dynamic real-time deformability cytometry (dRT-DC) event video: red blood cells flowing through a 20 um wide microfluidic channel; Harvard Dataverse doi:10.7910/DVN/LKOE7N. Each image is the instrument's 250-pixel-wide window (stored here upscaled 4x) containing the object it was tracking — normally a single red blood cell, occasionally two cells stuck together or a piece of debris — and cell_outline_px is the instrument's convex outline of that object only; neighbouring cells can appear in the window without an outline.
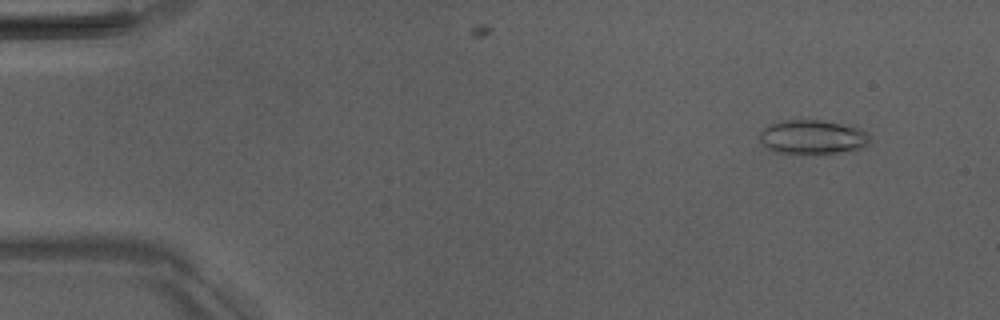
{"species": "Egyptian fruit bat (a non-hibernating species)", "species_latin": "Rousettus aegyptiacus", "temperature_condition": "room temperature", "stored_images_in_passage": 52, "camera_frame_rate_fps": 3000, "um_per_image_px": 0.085, "animal": {"sex": "male"}, "frame": {"image": 1, "passage_image": 5, "time_ms": 1.333, "image_size_px": [1000, 320], "cell_outline_px": [[872, 140], [864, 148], [852, 152], [824, 156], [772, 152], [760, 140], [760, 132], [768, 124], [780, 120], [824, 120], [852, 124], [868, 132]], "centroid_in_image_um": [69.18, 11.68], "position_along_channel_um": 15.8, "area_um2": 23.47}}
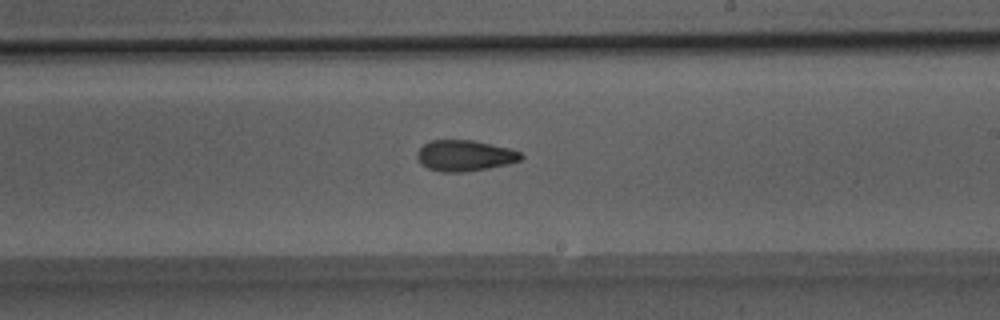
{"frame": {"image": 2, "passage_image": 31, "time_ms": 10.0, "image_size_px": [1000, 320], "cell_outline_px": [[524, 156], [520, 160], [508, 164], [488, 168], [464, 172], [440, 172], [428, 168], [420, 164], [416, 156], [416, 152], [424, 144], [432, 140], [472, 140], [508, 148], [520, 152]], "centroid_in_image_um": [39.47, 13.23], "position_along_channel_um": 249.5, "area_um2": 18.73}}
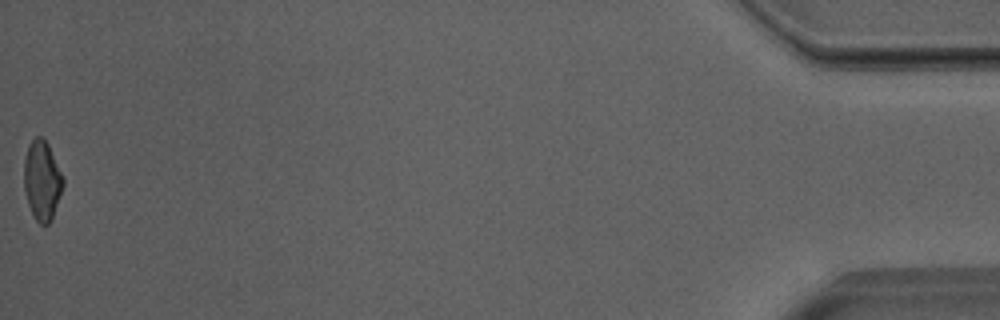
{"frame": {"image": 3, "passage_image": 52, "time_ms": 17.0, "image_size_px": [1000, 320], "cell_outline_px": [[64, 184], [52, 220], [48, 224], [40, 224], [36, 220], [28, 204], [24, 192], [24, 160], [28, 144], [36, 136], [40, 136], [48, 144], [64, 176]], "centroid_in_image_um": [3.58, 15.33], "position_along_channel_um": 431.6, "area_um2": 18.26}, "authors_computed_cell_mechanics": {"area_um2": 19.1029, "velocity_mm_per_s": 4.016, "shape_relaxation_time_tau1_ms": 11.1629, "shape_relaxation_time_tau2_ms": 2.9158, "deformation_change_tau1": 0.2059, "deformation_change_tau2": 0.0987}}